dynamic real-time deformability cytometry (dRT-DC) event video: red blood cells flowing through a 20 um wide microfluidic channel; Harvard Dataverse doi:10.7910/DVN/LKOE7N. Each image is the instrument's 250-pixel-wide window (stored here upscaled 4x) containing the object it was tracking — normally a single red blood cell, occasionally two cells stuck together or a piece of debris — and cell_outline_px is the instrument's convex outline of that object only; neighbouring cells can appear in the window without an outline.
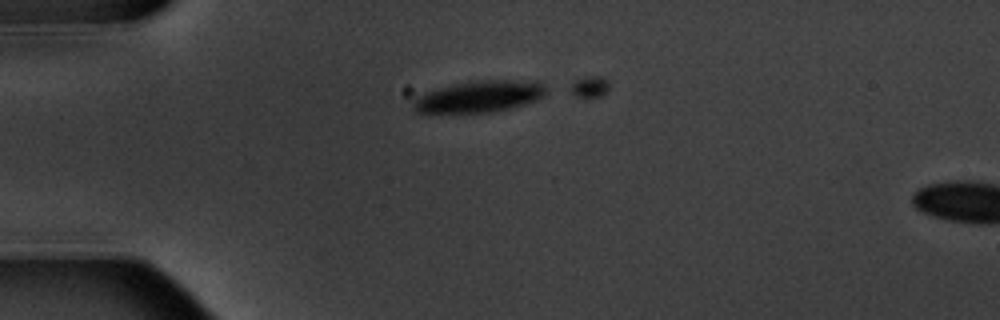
{"species": "common noctule bat (a hibernating species)", "species_latin": "Nyctalus noctula", "temperature_condition": "warm", "stored_images_in_passage": 2, "camera_frame_rate_fps": 3000, "um_per_image_px": 0.085, "animal": {"sex": "male", "body_mass_g": 20.1, "forearm_length_mm": 53.5}, "frame": {"image": 1, "passage_image": 1, "time_ms": 0.0, "image_size_px": [1000, 320], "cell_outline_px": [[548, 92], [544, 96], [536, 100], [512, 108], [492, 112], [416, 112], [412, 108], [408, 92], [476, 80], [536, 80], [544, 84]], "centroid_in_image_um": [40.58, 8.17], "position_along_channel_um": 44.4, "area_um2": 25.66}}